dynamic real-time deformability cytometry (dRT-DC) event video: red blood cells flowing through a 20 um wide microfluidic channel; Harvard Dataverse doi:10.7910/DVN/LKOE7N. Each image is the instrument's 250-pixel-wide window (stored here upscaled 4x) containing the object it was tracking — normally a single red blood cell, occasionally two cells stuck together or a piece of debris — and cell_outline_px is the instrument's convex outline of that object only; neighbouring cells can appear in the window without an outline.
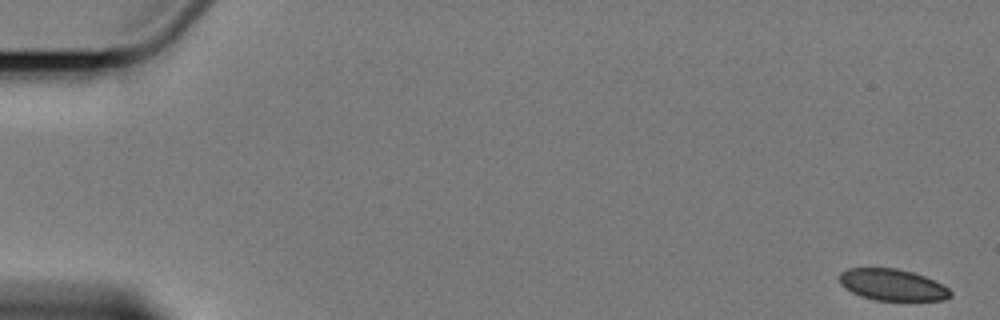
{"species": "Egyptian fruit bat (a non-hibernating species)", "species_latin": "Rousettus aegyptiacus", "temperature_condition": "cold", "stored_images_in_passage": 6, "camera_frame_rate_fps": 3000, "um_per_image_px": 0.085, "animal": {"sex": "female"}, "frame": {"image": 1, "passage_image": 1, "time_ms": 0.0, "image_size_px": [1000, 320], "cell_outline_px": [[952, 296], [944, 300], [876, 300], [860, 296], [844, 288], [840, 284], [840, 272], [848, 268], [896, 268], [912, 272], [924, 276], [948, 288], [952, 292]], "centroid_in_image_um": [75.83, 24.21], "position_along_channel_um": 9.2, "area_um2": 20.29}}
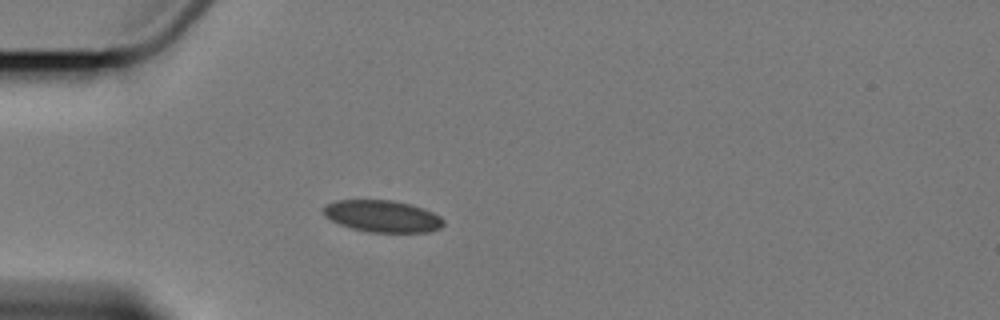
{"frame": {"image": 2, "passage_image": 4, "time_ms": 5.333, "image_size_px": [1000, 320], "cell_outline_px": [[444, 224], [440, 228], [428, 232], [368, 232], [352, 228], [340, 224], [324, 216], [320, 208], [324, 204], [336, 200], [392, 200], [412, 204], [424, 208], [440, 216], [444, 220]], "centroid_in_image_um": [32.48, 18.36], "position_along_channel_um": 52.5, "area_um2": 22.54}}